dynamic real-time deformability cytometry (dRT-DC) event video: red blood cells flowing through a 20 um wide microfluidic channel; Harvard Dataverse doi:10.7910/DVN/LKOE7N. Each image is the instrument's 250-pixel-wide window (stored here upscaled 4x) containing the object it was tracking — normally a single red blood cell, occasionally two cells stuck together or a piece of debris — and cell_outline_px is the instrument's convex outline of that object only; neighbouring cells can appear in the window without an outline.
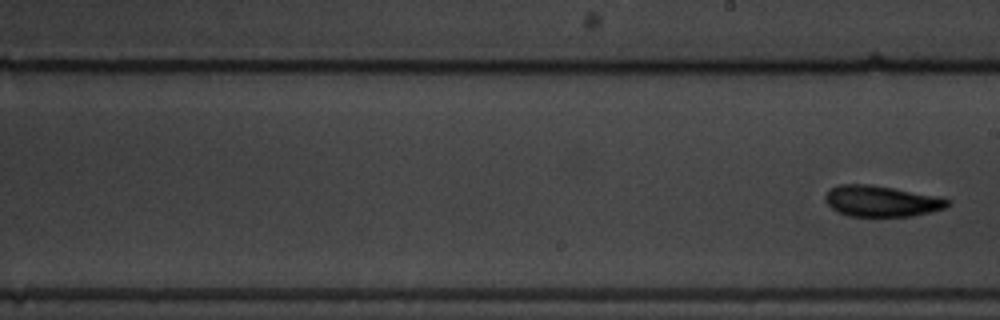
{"species": "common noctule bat (a hibernating species)", "species_latin": "Nyctalus noctula", "temperature_condition": "warm", "stored_images_in_passage": 8, "segment_of_instrument_passage": [2, 2], "camera_frame_rate_fps": 3000, "um_per_image_px": 0.085, "animal": {"sex": "male", "body_mass_g": 19.5, "forearm_length_mm": 54.6}, "frame": {"image": 1, "passage_image": 8, "time_ms": 2.333, "image_size_px": [1000, 320], "cell_outline_px": [[952, 204], [944, 208], [912, 216], [848, 216], [836, 212], [824, 200], [824, 196], [832, 188], [840, 184], [868, 184], [892, 188], [952, 200]], "centroid_in_image_um": [74.88, 17.11], "position_along_channel_um": 214.1, "area_um2": 21.79}}